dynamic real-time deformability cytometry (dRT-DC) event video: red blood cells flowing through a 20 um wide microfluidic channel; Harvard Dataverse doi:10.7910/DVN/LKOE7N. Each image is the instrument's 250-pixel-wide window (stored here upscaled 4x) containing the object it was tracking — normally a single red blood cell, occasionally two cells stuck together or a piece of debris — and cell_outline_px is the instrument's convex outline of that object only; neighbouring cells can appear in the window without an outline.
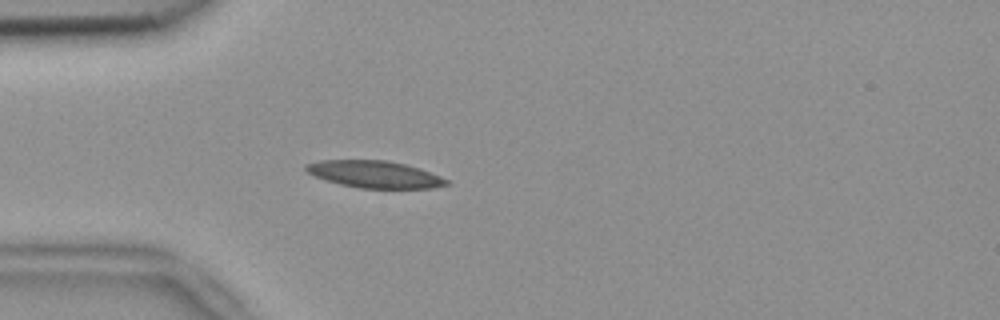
{"species": "common noctule bat (a hibernating species)", "species_latin": "Nyctalus noctula", "temperature_condition": "room temperature", "stored_images_in_passage": 42, "camera_frame_rate_fps": 3000, "um_per_image_px": 0.085, "animal": {"sex": "female", "body_mass_g": 18.4}, "frame": {"image": 1, "passage_image": 3, "time_ms": 0.667, "image_size_px": [1000, 320], "cell_outline_px": [[448, 184], [432, 188], [360, 188], [340, 184], [324, 180], [308, 172], [304, 168], [304, 164], [320, 160], [384, 160], [404, 164], [420, 168], [440, 176], [448, 180]], "centroid_in_image_um": [31.81, 14.81], "position_along_channel_um": 53.2, "area_um2": 22.02}}
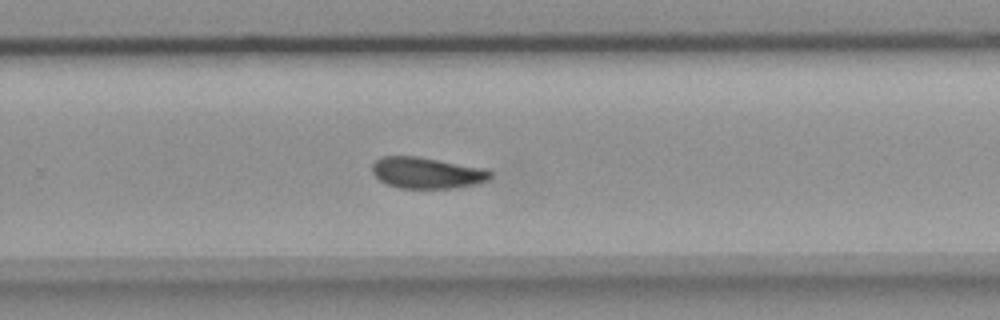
{"frame": {"image": 2, "passage_image": 23, "time_ms": 7.333, "image_size_px": [1000, 320], "cell_outline_px": [[492, 176], [488, 180], [480, 184], [456, 188], [400, 188], [388, 184], [380, 180], [372, 172], [372, 164], [380, 156], [416, 156], [480, 168], [492, 172]], "centroid_in_image_um": [36.27, 14.7], "position_along_channel_um": 293.5, "area_um2": 21.33}}
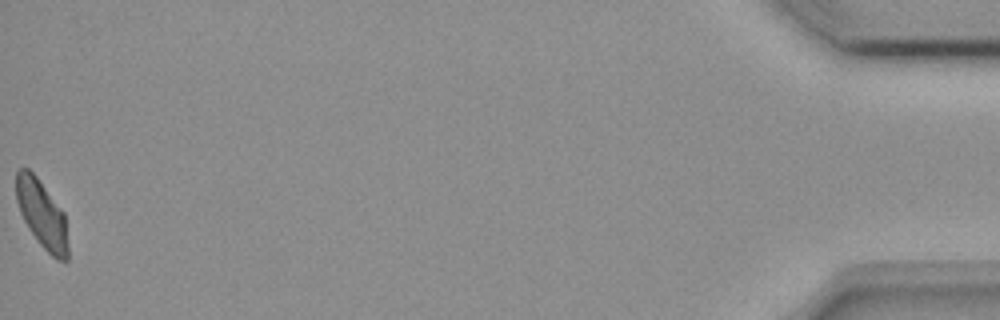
{"frame": {"image": 3, "passage_image": 42, "time_ms": 13.667, "image_size_px": [1000, 320], "cell_outline_px": [[68, 260], [56, 260], [40, 244], [28, 228], [20, 212], [16, 200], [16, 172], [20, 168], [28, 168], [36, 176], [64, 212], [68, 244]], "centroid_in_image_um": [3.56, 18.21], "position_along_channel_um": 431.6, "area_um2": 20.4}, "authors_computed_cell_mechanics": {"area_um2": 21.5016, "velocity_mm_per_s": 3.7448, "shape_relaxation_time_tau1_ms": 4.4098, "shape_relaxation_time_tau2_ms": 4.3856, "deformation_change_tau1": 0.1306, "deformation_change_tau2": 0.1002}}